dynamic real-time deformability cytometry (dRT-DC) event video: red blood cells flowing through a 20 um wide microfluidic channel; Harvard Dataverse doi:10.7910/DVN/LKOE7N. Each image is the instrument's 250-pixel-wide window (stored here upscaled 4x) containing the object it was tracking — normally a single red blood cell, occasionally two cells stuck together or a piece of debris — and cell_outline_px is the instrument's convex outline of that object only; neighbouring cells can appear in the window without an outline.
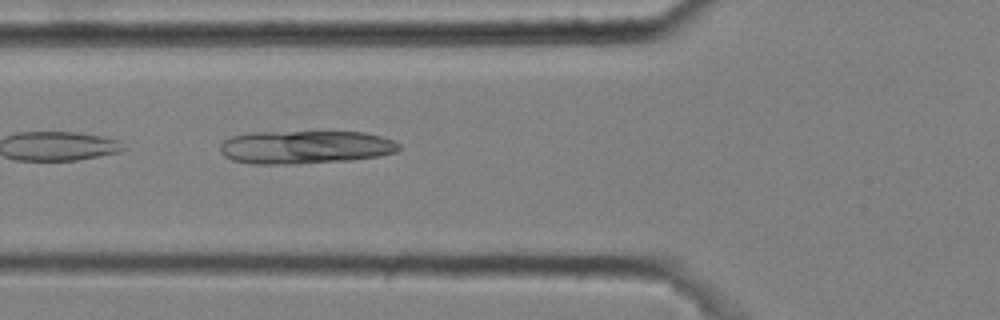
{"species": "common noctule bat (a hibernating species)", "species_latin": "Nyctalus noctula", "temperature_condition": "cold", "stored_images_in_passage": 12, "camera_frame_rate_fps": 3000, "um_per_image_px": 0.085, "animal": {"sex": "male", "body_mass_g": 20.4}, "frame": {"image": 1, "passage_image": 3, "time_ms": 0.667, "image_size_px": [1000, 320], "cell_outline_px": [[400, 148], [396, 152], [376, 156], [352, 160], [284, 164], [252, 164], [232, 160], [224, 156], [220, 152], [220, 144], [224, 140], [232, 136], [252, 132], [364, 132], [380, 136], [392, 140], [400, 144]], "centroid_in_image_um": [25.91, 12.5], "position_along_channel_um": 99.9, "area_um2": 34.56}}
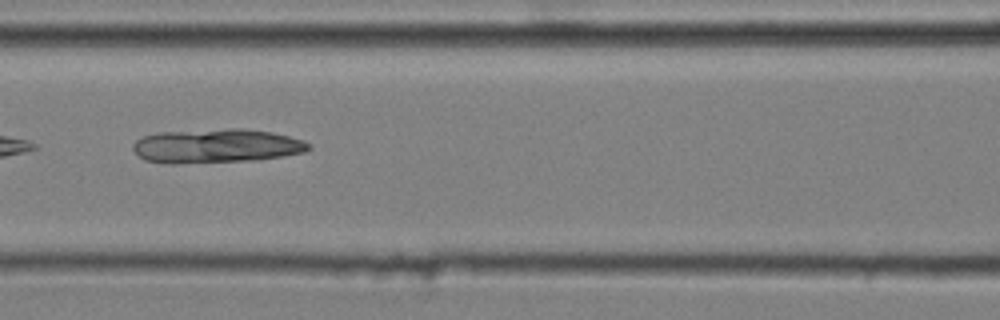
{"frame": {"image": 2, "passage_image": 7, "time_ms": 2.0, "image_size_px": [1000, 320], "cell_outline_px": [[312, 148], [304, 152], [284, 156], [256, 160], [176, 164], [172, 164], [144, 160], [132, 148], [132, 144], [136, 140], [144, 136], [160, 132], [228, 128], [244, 128], [272, 132], [304, 140], [312, 144]], "centroid_in_image_um": [18.43, 12.4], "position_along_channel_um": 148.2, "area_um2": 35.2}}